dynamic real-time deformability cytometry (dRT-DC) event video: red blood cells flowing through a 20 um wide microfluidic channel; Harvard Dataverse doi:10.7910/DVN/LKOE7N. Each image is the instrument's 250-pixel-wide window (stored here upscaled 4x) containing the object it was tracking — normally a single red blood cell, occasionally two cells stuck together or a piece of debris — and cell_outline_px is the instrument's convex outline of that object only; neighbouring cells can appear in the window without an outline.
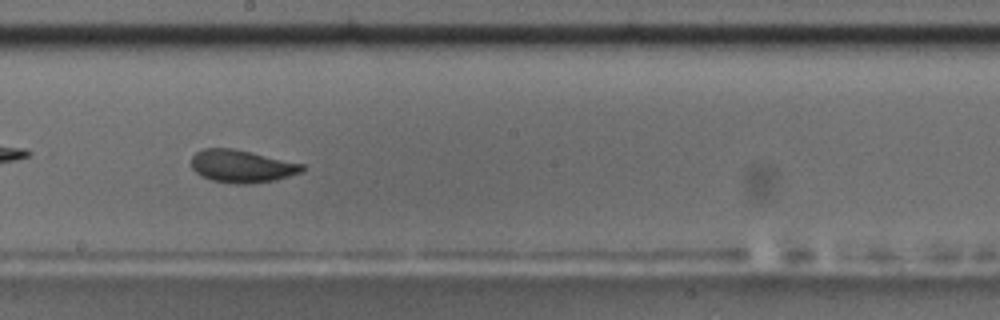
{"species": "common noctule bat (a hibernating species)", "species_latin": "Nyctalus noctula", "temperature_condition": "room temperature", "stored_images_in_passage": 43, "camera_frame_rate_fps": 3000, "um_per_image_px": 0.085, "animal": {"sex": "male", "body_mass_g": 17.5, "forearm_length_mm": 52.3}, "frame": {"image": 1, "passage_image": 19, "time_ms": 6.0, "image_size_px": [1000, 320], "cell_outline_px": [[304, 172], [276, 180], [248, 184], [236, 184], [212, 180], [196, 172], [192, 168], [192, 156], [196, 152], [204, 148], [232, 148], [304, 164]], "centroid_in_image_um": [20.58, 14.13], "position_along_channel_um": 227.6, "area_um2": 20.98}, "authors_computed_cell_mechanics": {"area_um2": 21.097, "velocity_mm_per_s": 3.6687, "shape_relaxation_time_tau1_ms": 6.4487, "shape_relaxation_time_tau2_ms": 1.3866, "deformation_change_tau1": 0.1511, "deformation_change_tau2": 0.04}}